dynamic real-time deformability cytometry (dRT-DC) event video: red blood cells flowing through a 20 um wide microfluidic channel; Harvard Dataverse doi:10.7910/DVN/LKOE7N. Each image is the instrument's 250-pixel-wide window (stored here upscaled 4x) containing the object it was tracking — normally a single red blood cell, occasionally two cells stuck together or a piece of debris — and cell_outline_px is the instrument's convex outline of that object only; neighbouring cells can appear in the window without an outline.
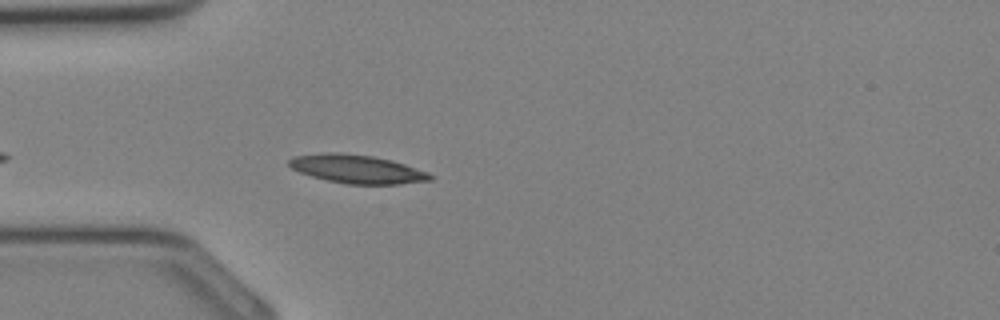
{"species": "Egyptian fruit bat (a non-hibernating species)", "species_latin": "Rousettus aegyptiacus", "temperature_condition": "cold", "stored_images_in_passage": 30, "camera_frame_rate_fps": 3000, "um_per_image_px": 0.085, "animal": {"sex": "female"}, "frame": {"image": 1, "passage_image": 6, "time_ms": 1.667, "image_size_px": [1000, 320], "cell_outline_px": [[436, 176], [432, 180], [400, 184], [348, 184], [328, 180], [312, 176], [300, 172], [292, 168], [288, 164], [288, 160], [292, 156], [324, 152], [340, 152], [372, 156], [392, 160], [428, 172]], "centroid_in_image_um": [30.36, 14.36], "position_along_channel_um": 54.6, "area_um2": 23.52}}
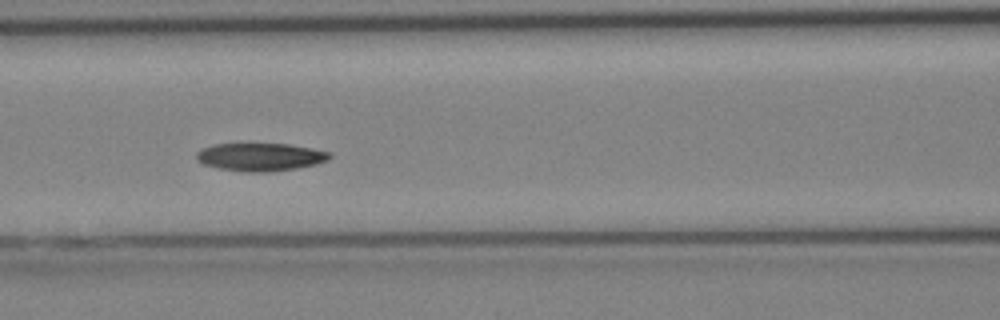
{"frame": {"image": 2, "passage_image": 11, "time_ms": 3.333, "image_size_px": [1000, 320], "cell_outline_px": [[332, 156], [328, 160], [316, 164], [296, 168], [264, 172], [244, 172], [220, 168], [204, 164], [196, 160], [196, 152], [200, 148], [216, 144], [288, 144], [312, 148], [332, 152]], "centroid_in_image_um": [22.13, 13.33], "position_along_channel_um": 144.5, "area_um2": 21.68}}
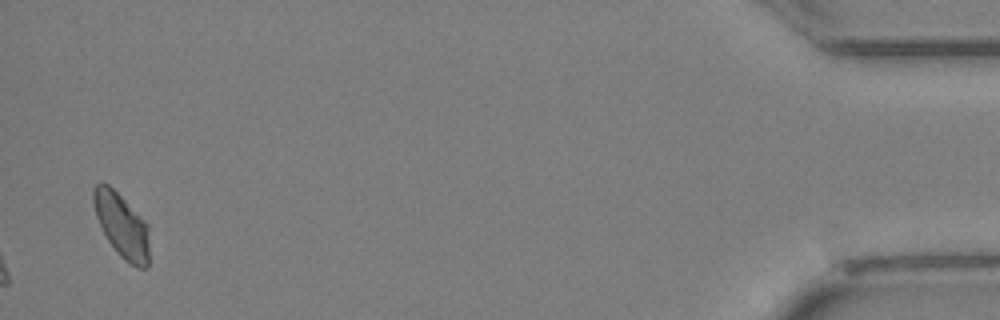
{"frame": {"image": 3, "passage_image": 30, "time_ms": 9.667, "image_size_px": [1000, 320], "cell_outline_px": [[148, 268], [136, 268], [124, 260], [116, 252], [108, 240], [96, 216], [92, 200], [92, 188], [96, 184], [108, 184], [148, 224]], "centroid_in_image_um": [10.34, 19.19], "position_along_channel_um": 424.9, "area_um2": 20.63}}